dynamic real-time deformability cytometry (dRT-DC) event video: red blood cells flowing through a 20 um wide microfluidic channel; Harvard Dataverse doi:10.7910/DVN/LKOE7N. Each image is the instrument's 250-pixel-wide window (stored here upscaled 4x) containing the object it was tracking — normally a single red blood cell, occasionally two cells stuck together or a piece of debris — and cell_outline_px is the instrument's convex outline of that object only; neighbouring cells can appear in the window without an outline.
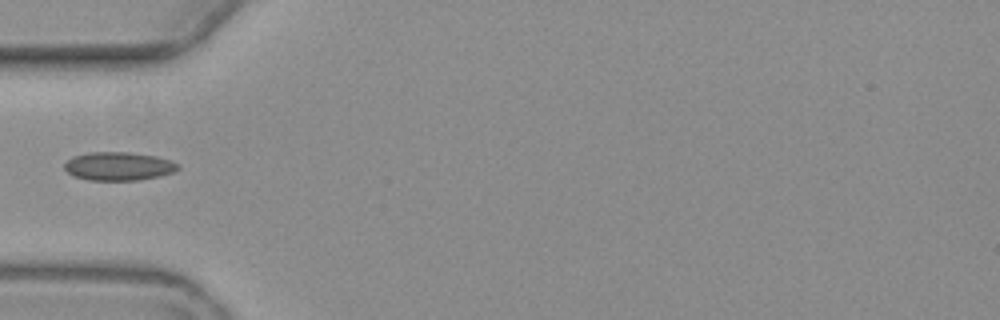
{"species": "common noctule bat (a hibernating species)", "species_latin": "Nyctalus noctula", "temperature_condition": "warm", "stored_images_in_passage": 6, "camera_frame_rate_fps": 3000, "um_per_image_px": 0.085, "animal": {"sex": "female", "body_mass_g": 19.3, "forearm_length_mm": 54.1}, "frame": {"image": 1, "passage_image": 4, "time_ms": 4.667, "image_size_px": [1000, 320], "cell_outline_px": [[180, 168], [172, 172], [160, 176], [140, 180], [88, 180], [72, 176], [64, 168], [64, 164], [72, 156], [88, 152], [128, 152], [156, 156], [172, 160], [180, 164]], "centroid_in_image_um": [10.09, 14.12], "position_along_channel_um": 74.9, "area_um2": 19.02}}
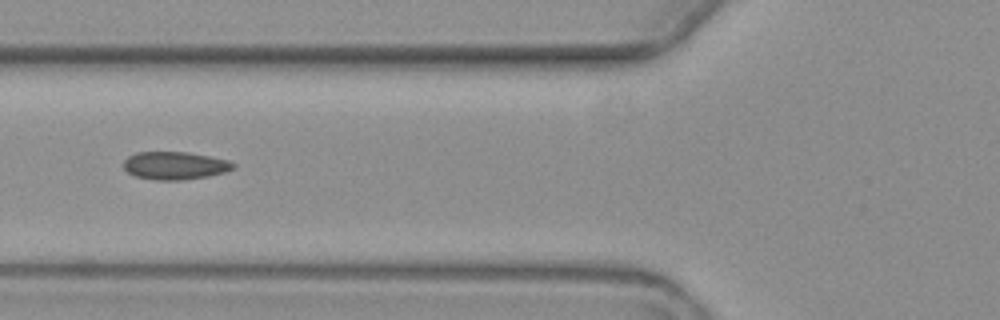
{"frame": {"image": 2, "passage_image": 5, "time_ms": 5.667, "image_size_px": [1000, 320], "cell_outline_px": [[236, 164], [232, 168], [224, 172], [208, 176], [180, 180], [152, 180], [136, 176], [128, 172], [124, 168], [124, 160], [128, 156], [136, 152], [188, 152], [228, 160]], "centroid_in_image_um": [14.84, 14.07], "position_along_channel_um": 111.0, "area_um2": 17.69}}
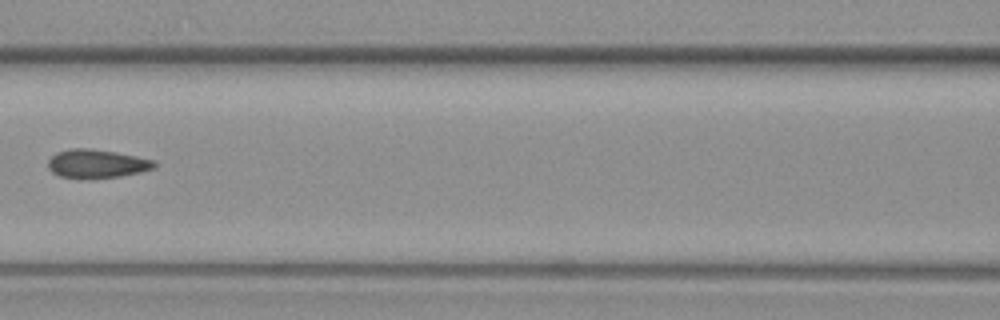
{"frame": {"image": 3, "passage_image": 6, "time_ms": 7.0, "image_size_px": [1000, 320], "cell_outline_px": [[156, 168], [140, 172], [120, 176], [92, 180], [88, 180], [60, 176], [52, 172], [48, 168], [48, 160], [56, 152], [72, 148], [88, 148], [116, 152], [136, 156], [152, 160], [156, 164]], "centroid_in_image_um": [8.2, 13.93], "position_along_channel_um": 158.4, "area_um2": 17.98}}